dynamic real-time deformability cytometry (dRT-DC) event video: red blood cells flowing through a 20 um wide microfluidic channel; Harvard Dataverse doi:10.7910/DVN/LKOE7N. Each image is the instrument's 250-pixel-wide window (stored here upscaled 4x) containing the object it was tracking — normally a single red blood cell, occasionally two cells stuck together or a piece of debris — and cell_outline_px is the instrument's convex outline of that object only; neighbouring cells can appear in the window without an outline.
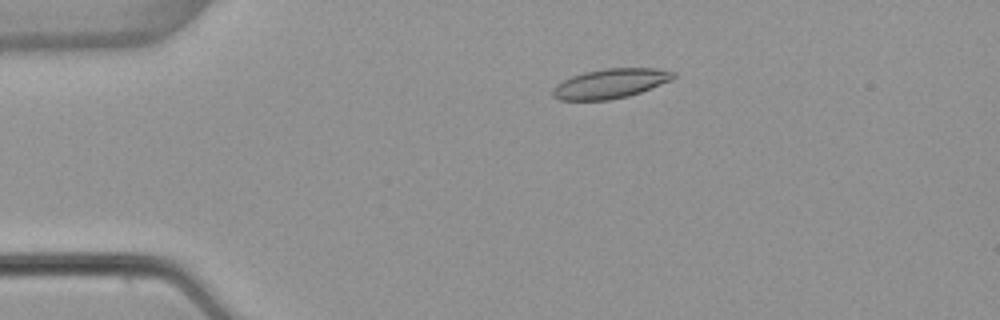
{"species": "common noctule bat (a hibernating species)", "species_latin": "Nyctalus noctula", "temperature_condition": "warm", "stored_images_in_passage": 53, "camera_frame_rate_fps": 3000, "um_per_image_px": 0.085, "animal": {"sex": "female", "body_mass_g": 22.7, "forearm_length_mm": 54.2}, "frame": {"image": 1, "passage_image": 11, "time_ms": 3.333, "image_size_px": [1000, 320], "cell_outline_px": [[676, 76], [672, 80], [640, 92], [628, 96], [608, 100], [560, 100], [552, 96], [552, 88], [556, 84], [572, 76], [584, 72], [604, 68], [656, 68], [676, 72]], "centroid_in_image_um": [51.88, 7.09], "position_along_channel_um": 33.1, "area_um2": 20.87}}
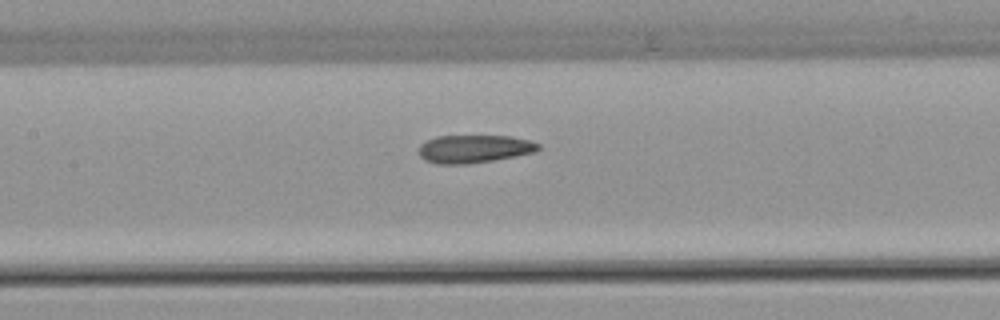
{"frame": {"image": 2, "passage_image": 25, "time_ms": 8.0, "image_size_px": [1000, 320], "cell_outline_px": [[540, 148], [536, 152], [516, 156], [468, 164], [436, 164], [424, 160], [420, 156], [420, 144], [436, 136], [512, 136], [528, 140], [540, 144]], "centroid_in_image_um": [40.31, 12.66], "position_along_channel_um": 167.1, "area_um2": 19.48}}
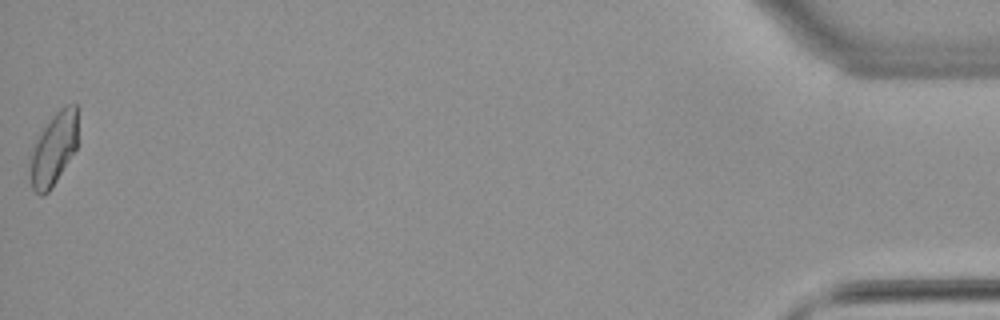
{"frame": {"image": 3, "passage_image": 53, "time_ms": 17.333, "image_size_px": [1000, 320], "cell_outline_px": [[76, 148], [52, 188], [48, 192], [40, 196], [32, 188], [28, 156], [28, 152], [40, 132], [52, 116], [64, 104], [76, 104]], "centroid_in_image_um": [4.5, 12.67], "position_along_channel_um": 430.7, "area_um2": 20.29}, "authors_computed_cell_mechanics": {"area_um2": 20.23, "velocity_mm_per_s": 3.8806, "shape_relaxation_time_tau1_ms": null, "shape_relaxation_time_tau2_ms": 2.9373, "deformation_change_tau1": null, "deformation_change_tau2": 0.0803}}